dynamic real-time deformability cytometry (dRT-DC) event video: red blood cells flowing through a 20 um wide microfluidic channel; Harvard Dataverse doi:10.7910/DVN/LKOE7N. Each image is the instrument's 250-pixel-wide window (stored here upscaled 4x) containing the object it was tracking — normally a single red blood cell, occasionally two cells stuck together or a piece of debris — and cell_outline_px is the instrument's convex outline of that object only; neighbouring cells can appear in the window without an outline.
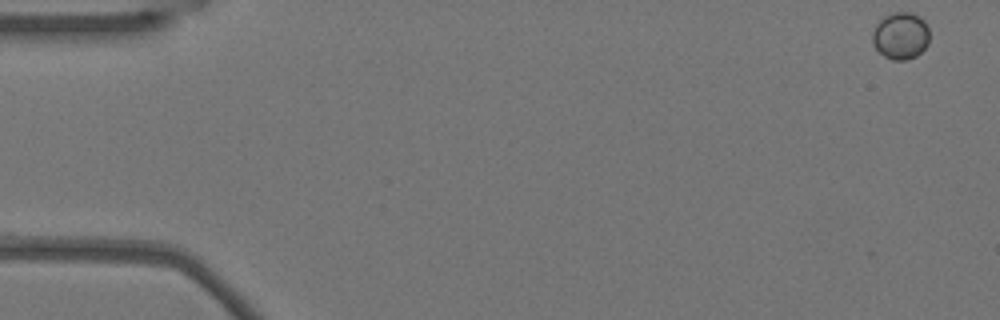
{"species": "Egyptian fruit bat (a non-hibernating species)", "species_latin": "Rousettus aegyptiacus", "temperature_condition": "warm", "stored_images_in_passage": 53, "camera_frame_rate_fps": 3000, "um_per_image_px": 0.085, "animal": {"sex": "female"}, "frame": {"image": 1, "passage_image": 1, "time_ms": 0.0, "image_size_px": [1000, 320], "cell_outline_px": [[928, 44], [916, 56], [908, 60], [892, 60], [884, 56], [872, 44], [872, 32], [876, 24], [884, 16], [892, 12], [912, 12], [920, 16], [924, 20], [928, 28]], "centroid_in_image_um": [76.54, 3.03], "position_along_channel_um": 8.5, "area_um2": 15.78}}
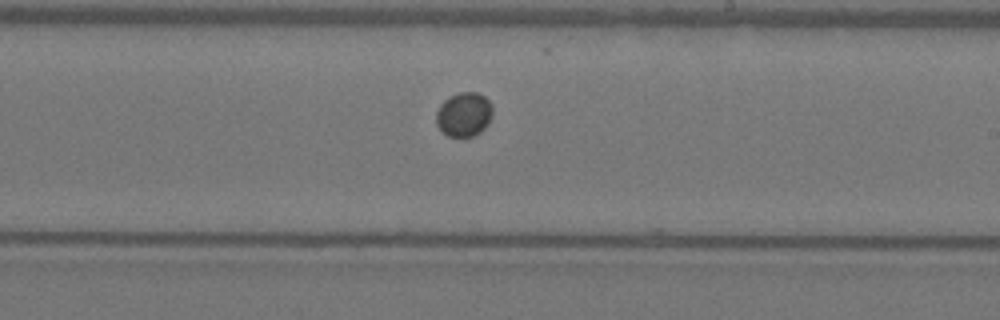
{"frame": {"image": 2, "passage_image": 31, "time_ms": 10.0, "image_size_px": [1000, 320], "cell_outline_px": [[492, 112], [488, 124], [480, 132], [472, 136], [448, 136], [436, 124], [436, 112], [440, 104], [448, 96], [460, 92], [476, 92], [484, 96], [492, 104]], "centroid_in_image_um": [39.43, 9.7], "position_along_channel_um": 249.6, "area_um2": 14.51}}
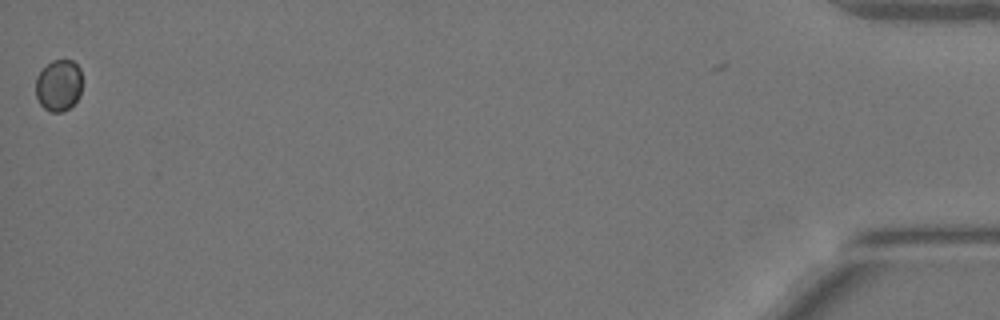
{"frame": {"image": 3, "passage_image": 53, "time_ms": 17.333, "image_size_px": [1000, 320], "cell_outline_px": [[80, 96], [68, 108], [60, 112], [48, 112], [40, 104], [36, 96], [36, 76], [52, 60], [72, 60], [80, 68]], "centroid_in_image_um": [4.97, 7.26], "position_along_channel_um": 430.2, "area_um2": 13.81}}